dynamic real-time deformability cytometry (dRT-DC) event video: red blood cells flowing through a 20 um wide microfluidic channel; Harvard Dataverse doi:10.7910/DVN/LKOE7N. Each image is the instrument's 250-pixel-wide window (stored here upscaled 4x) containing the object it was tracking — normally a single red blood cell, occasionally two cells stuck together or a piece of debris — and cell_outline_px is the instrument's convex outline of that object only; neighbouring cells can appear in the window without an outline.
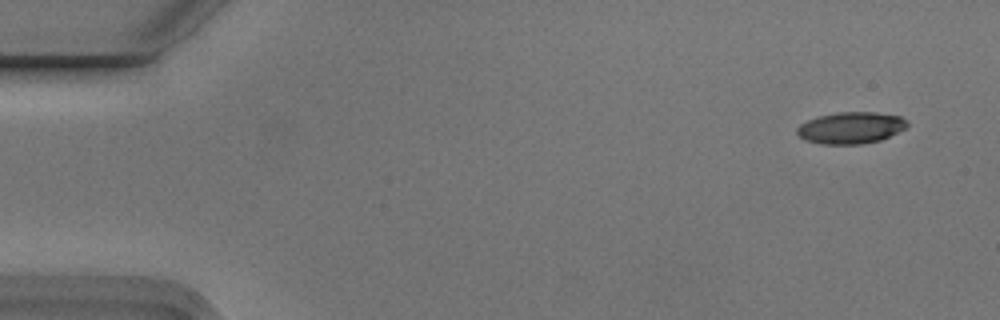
{"species": "Egyptian fruit bat (a non-hibernating species)", "species_latin": "Rousettus aegyptiacus", "temperature_condition": "cold", "stored_images_in_passage": 6, "camera_frame_rate_fps": 3000, "um_per_image_px": 0.085, "animal": {"sex": "male"}, "frame": {"image": 1, "passage_image": 1, "time_ms": 0.0, "image_size_px": [1000, 320], "cell_outline_px": [[908, 124], [904, 128], [880, 140], [860, 144], [824, 144], [804, 140], [796, 132], [796, 128], [800, 124], [816, 116], [836, 112], [876, 112], [900, 116]], "centroid_in_image_um": [72.26, 10.85], "position_along_channel_um": 12.7, "area_um2": 20.17}}
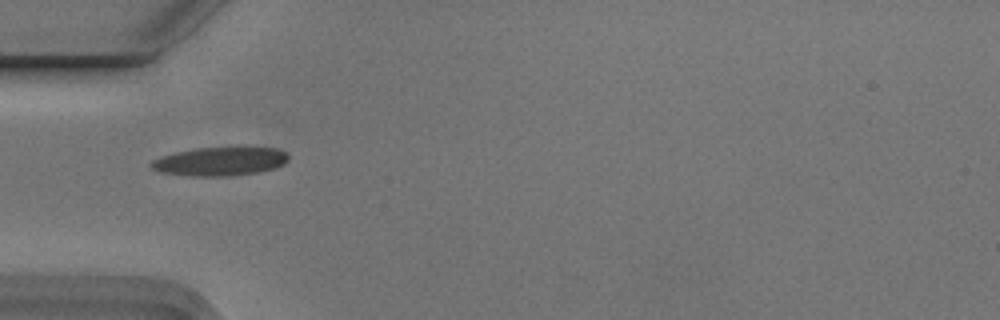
{"frame": {"image": 2, "passage_image": 5, "time_ms": 1.333, "image_size_px": [1000, 320], "cell_outline_px": [[288, 160], [284, 164], [272, 168], [256, 172], [228, 176], [192, 176], [160, 172], [152, 168], [148, 164], [152, 160], [176, 152], [196, 148], [236, 144], [244, 144], [276, 148], [284, 152], [288, 156]], "centroid_in_image_um": [18.75, 13.66], "position_along_channel_um": 66.3, "area_um2": 23.76}}